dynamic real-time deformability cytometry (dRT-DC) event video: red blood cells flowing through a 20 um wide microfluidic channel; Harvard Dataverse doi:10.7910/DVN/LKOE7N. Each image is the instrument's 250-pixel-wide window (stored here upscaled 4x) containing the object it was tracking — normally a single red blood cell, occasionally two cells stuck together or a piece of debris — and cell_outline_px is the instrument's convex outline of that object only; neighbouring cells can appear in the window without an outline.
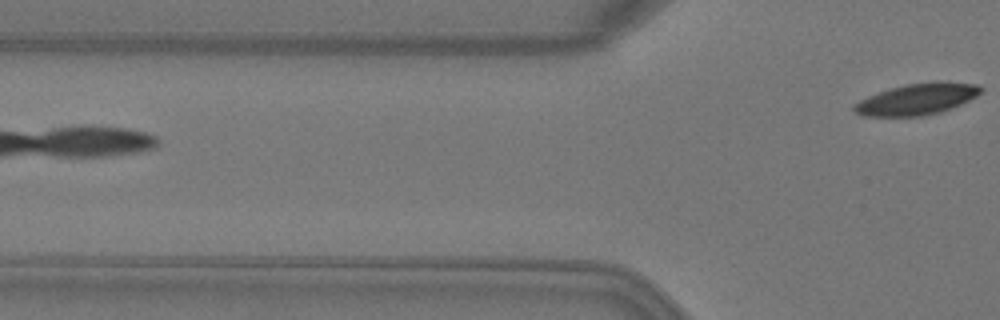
{"species": "Egyptian fruit bat (a non-hibernating species)", "species_latin": "Rousettus aegyptiacus", "temperature_condition": "warm", "stored_images_in_passage": 6, "camera_frame_rate_fps": 3000, "um_per_image_px": 0.085, "animal": {"sex": "female"}, "frame": {"image": 1, "passage_image": 6, "time_ms": 1.667, "image_size_px": [1000, 320], "cell_outline_px": [[984, 88], [976, 96], [952, 108], [940, 112], [920, 116], [860, 116], [852, 108], [852, 104], [868, 96], [892, 88], [908, 84], [940, 80], [976, 84]], "centroid_in_image_um": [77.95, 8.42], "position_along_channel_um": 47.9, "area_um2": 23.06}}